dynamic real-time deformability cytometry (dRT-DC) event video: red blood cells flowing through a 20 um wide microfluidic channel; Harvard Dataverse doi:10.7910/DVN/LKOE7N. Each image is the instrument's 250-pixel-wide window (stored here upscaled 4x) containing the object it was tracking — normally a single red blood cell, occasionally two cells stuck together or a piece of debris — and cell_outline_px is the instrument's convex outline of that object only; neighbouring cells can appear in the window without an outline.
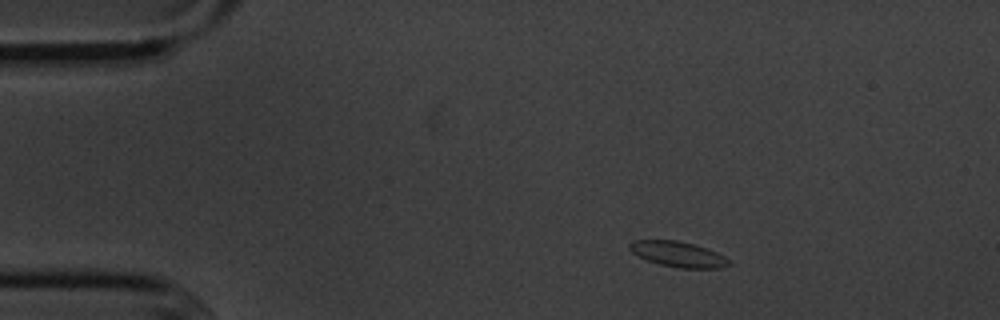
{"species": "common noctule bat (a hibernating species)", "species_latin": "Nyctalus noctula", "temperature_condition": "cold", "stored_images_in_passage": 3, "camera_frame_rate_fps": 3000, "um_per_image_px": 0.085, "animal": {"sex": "male", "body_mass_g": 20.1, "forearm_length_mm": 53.5}, "frame": {"image": 1, "passage_image": 1, "time_ms": 0.0, "image_size_px": [1000, 320], "cell_outline_px": [[732, 264], [720, 268], [680, 268], [660, 264], [648, 260], [632, 252], [628, 248], [628, 244], [632, 240], [680, 240], [716, 252], [732, 260]], "centroid_in_image_um": [57.66, 21.6], "position_along_channel_um": 27.3, "area_um2": 14.68}}